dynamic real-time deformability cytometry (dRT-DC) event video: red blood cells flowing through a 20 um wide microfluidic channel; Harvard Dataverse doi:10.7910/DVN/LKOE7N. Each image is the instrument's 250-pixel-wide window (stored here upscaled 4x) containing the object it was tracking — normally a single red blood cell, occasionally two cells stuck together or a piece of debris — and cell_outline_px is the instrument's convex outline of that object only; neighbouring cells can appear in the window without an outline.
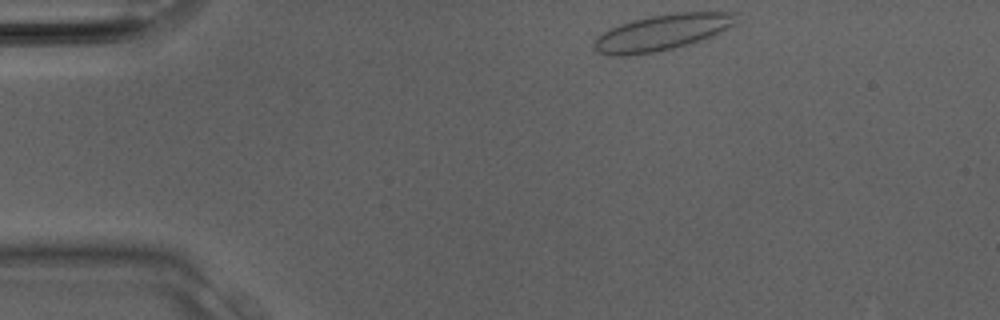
{"species": "Egyptian fruit bat (a non-hibernating species)", "species_latin": "Rousettus aegyptiacus", "temperature_condition": "room temperature", "stored_images_in_passage": 9, "camera_frame_rate_fps": 3000, "um_per_image_px": 0.085, "animal": {"sex": "male"}, "frame": {"image": 1, "passage_image": 1, "time_ms": 0.0, "image_size_px": [1000, 320], "cell_outline_px": [[736, 24], [712, 36], [688, 44], [672, 48], [652, 52], [628, 56], [608, 56], [596, 52], [592, 48], [592, 40], [596, 36], [620, 24], [632, 20], [652, 16], [676, 12], [736, 12]], "centroid_in_image_um": [56.21, 2.77], "position_along_channel_um": 28.8, "area_um2": 29.82}}